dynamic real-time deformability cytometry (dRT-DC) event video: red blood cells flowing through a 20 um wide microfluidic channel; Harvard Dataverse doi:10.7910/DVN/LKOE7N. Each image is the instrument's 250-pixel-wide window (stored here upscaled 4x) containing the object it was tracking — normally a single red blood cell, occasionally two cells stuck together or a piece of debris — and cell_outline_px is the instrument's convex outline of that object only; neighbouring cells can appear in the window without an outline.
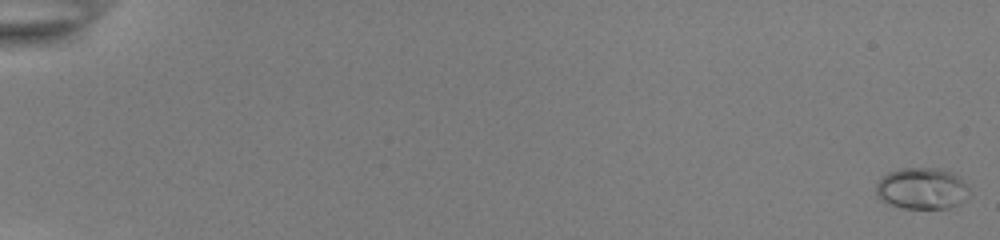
{"species": "common noctule bat (a hibernating species)", "species_latin": "Nyctalus noctula", "temperature_condition": "room temperature", "stored_images_in_passage": 55, "camera_frame_rate_fps": 3000, "um_per_image_px": 0.085, "animal": {"sex": "female", "body_mass_g": 22.0, "forearm_length_mm": 56.7}, "frame": {"image": 1, "passage_image": 1, "time_ms": 0.0, "image_size_px": [1000, 240], "cell_outline_px": [[972, 196], [960, 204], [948, 208], [904, 208], [888, 204], [880, 200], [876, 192], [876, 184], [888, 172], [900, 168], [940, 168], [952, 172], [960, 176], [968, 188]], "centroid_in_image_um": [78.41, 16.02], "position_along_channel_um": 6.6, "area_um2": 22.89}}
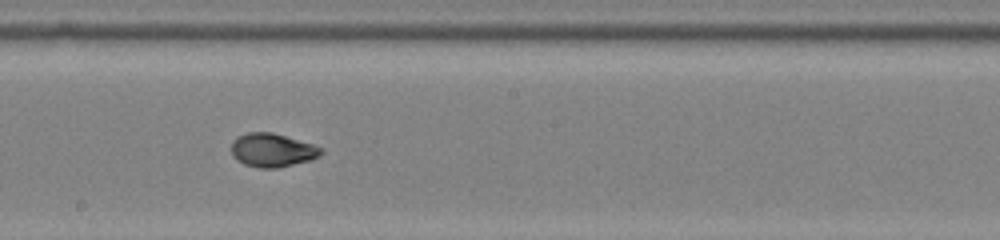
{"frame": {"image": 2, "passage_image": 33, "time_ms": 10.667, "image_size_px": [1000, 240], "cell_outline_px": [[324, 152], [320, 156], [312, 160], [280, 168], [256, 168], [244, 164], [236, 160], [232, 156], [232, 140], [236, 136], [248, 132], [272, 132], [312, 144], [320, 148]], "centroid_in_image_um": [23.13, 12.78], "position_along_channel_um": 225.1, "area_um2": 17.8}}
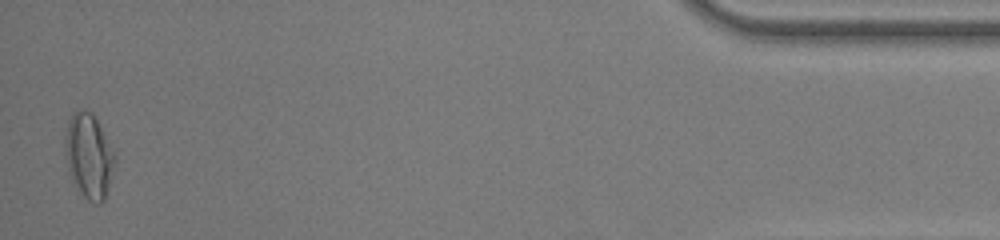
{"frame": {"image": 3, "passage_image": 54, "time_ms": 17.667, "image_size_px": [1000, 240], "cell_outline_px": [[116, 160], [104, 200], [100, 204], [96, 204], [88, 200], [84, 196], [72, 180], [68, 172], [64, 152], [64, 140], [68, 120], [72, 112], [92, 112], [116, 156]], "centroid_in_image_um": [7.53, 13.27], "position_along_channel_um": 427.7, "area_um2": 24.28}, "authors_computed_cell_mechanics": {"area_um2": 18.0336, "velocity_mm_per_s": 3.8973, "shape_relaxation_time_tau1_ms": 3.4503, "shape_relaxation_time_tau2_ms": 0.9997, "deformation_change_tau1": 0.1938, "deformation_change_tau2": 0.0405}}